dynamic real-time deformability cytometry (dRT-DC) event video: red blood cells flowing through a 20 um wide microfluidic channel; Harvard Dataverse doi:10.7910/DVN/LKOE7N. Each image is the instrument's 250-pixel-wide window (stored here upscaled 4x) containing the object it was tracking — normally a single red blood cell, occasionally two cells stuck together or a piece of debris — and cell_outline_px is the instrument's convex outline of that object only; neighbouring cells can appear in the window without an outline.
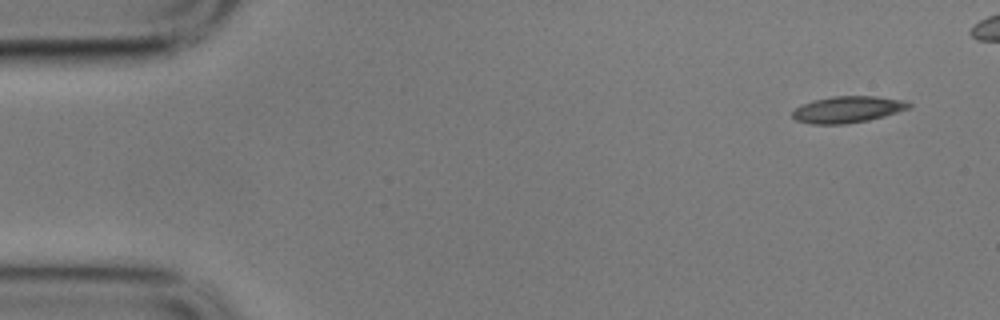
{"species": "common noctule bat (a hibernating species)", "species_latin": "Nyctalus noctula", "temperature_condition": "cold", "stored_images_in_passage": 5, "camera_frame_rate_fps": 3000, "um_per_image_px": 0.085, "animal": {"sex": "male", "body_mass_g": 17.9}, "frame": {"image": 1, "passage_image": 1, "time_ms": 0.0, "image_size_px": [1000, 320], "cell_outline_px": [[912, 108], [884, 116], [868, 120], [844, 124], [812, 124], [796, 120], [792, 116], [792, 112], [800, 104], [812, 100], [832, 96], [876, 96], [904, 100], [912, 104]], "centroid_in_image_um": [72.06, 9.29], "position_along_channel_um": 12.9, "area_um2": 18.15}}